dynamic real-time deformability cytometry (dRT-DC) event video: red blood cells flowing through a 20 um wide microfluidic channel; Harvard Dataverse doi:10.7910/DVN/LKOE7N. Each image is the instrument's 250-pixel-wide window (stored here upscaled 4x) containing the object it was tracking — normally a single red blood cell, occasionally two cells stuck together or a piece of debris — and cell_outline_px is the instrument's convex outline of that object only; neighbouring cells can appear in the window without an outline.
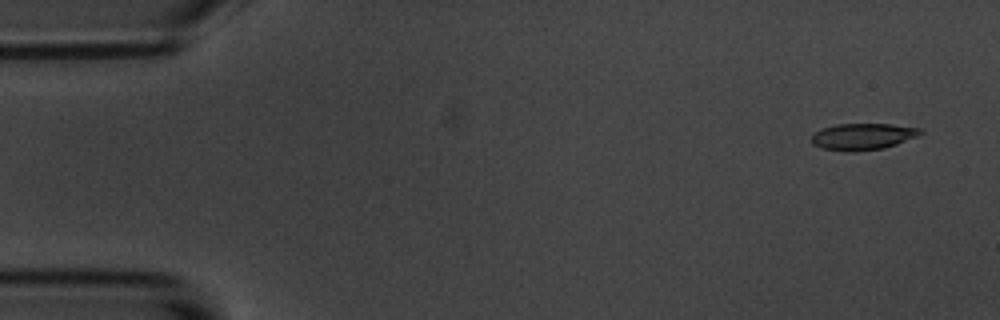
{"species": "common noctule bat (a hibernating species)", "species_latin": "Nyctalus noctula", "temperature_condition": "room temperature", "stored_images_in_passage": 4, "camera_frame_rate_fps": 3000, "um_per_image_px": 0.085, "animal": {"sex": "male", "body_mass_g": 20.1, "forearm_length_mm": 53.5}, "frame": {"image": 1, "passage_image": 1, "time_ms": 0.0, "image_size_px": [1000, 320], "cell_outline_px": [[924, 132], [916, 136], [896, 144], [884, 148], [852, 152], [848, 152], [820, 148], [812, 144], [812, 136], [820, 128], [836, 124], [888, 124], [920, 128]], "centroid_in_image_um": [73.29, 11.61], "position_along_channel_um": 11.7, "area_um2": 16.82}}
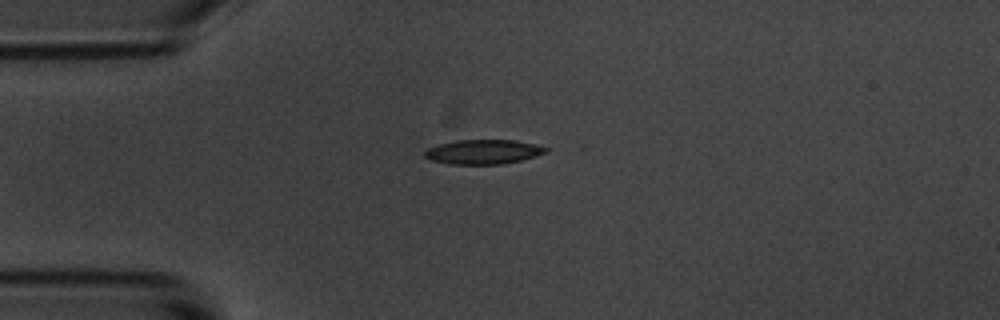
{"frame": {"image": 2, "passage_image": 4, "time_ms": 3.667, "image_size_px": [1000, 320], "cell_outline_px": [[548, 152], [536, 156], [520, 160], [500, 164], [448, 164], [432, 160], [424, 156], [424, 152], [428, 148], [440, 144], [456, 140], [516, 140], [536, 144], [548, 148]], "centroid_in_image_um": [41.1, 12.9], "position_along_channel_um": 43.9, "area_um2": 17.22}}